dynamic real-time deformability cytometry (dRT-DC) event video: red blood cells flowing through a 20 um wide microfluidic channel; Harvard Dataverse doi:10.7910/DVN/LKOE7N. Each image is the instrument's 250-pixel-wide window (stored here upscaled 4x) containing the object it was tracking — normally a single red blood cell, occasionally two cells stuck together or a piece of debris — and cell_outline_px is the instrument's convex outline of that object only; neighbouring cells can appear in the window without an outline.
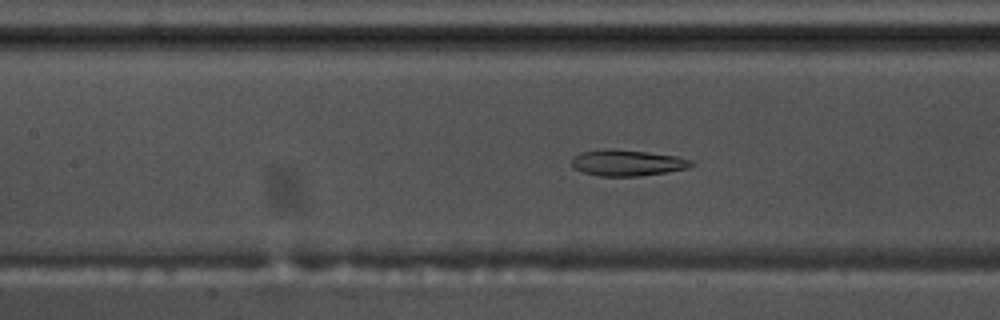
{"species": "common noctule bat (a hibernating species)", "species_latin": "Nyctalus noctula", "temperature_condition": "warm", "stored_images_in_passage": 54, "camera_frame_rate_fps": 3000, "um_per_image_px": 0.085, "animal": {"sex": "male", "body_mass_g": 17.5, "forearm_length_mm": 52.3}, "frame": {"image": 1, "passage_image": 24, "time_ms": 7.667, "image_size_px": [1000, 320], "cell_outline_px": [[696, 164], [688, 168], [640, 176], [600, 176], [584, 172], [572, 168], [572, 160], [580, 152], [648, 152], [676, 156], [692, 160]], "centroid_in_image_um": [53.4, 13.89], "position_along_channel_um": 154.0, "area_um2": 17.17}}
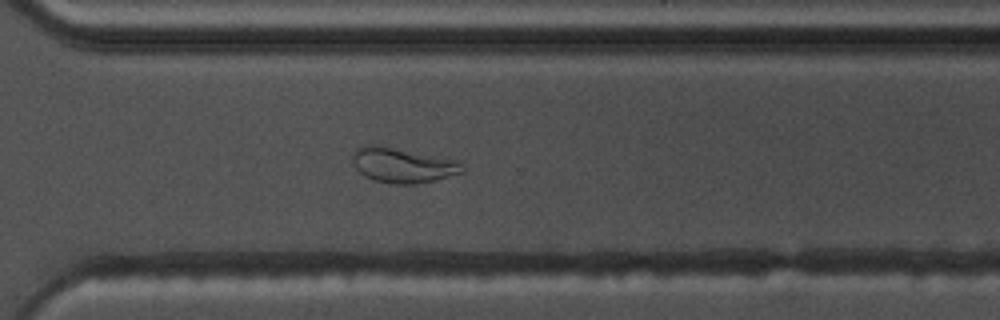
{"frame": {"image": 2, "passage_image": 39, "time_ms": 12.667, "image_size_px": [1000, 320], "cell_outline_px": [[464, 172], [436, 180], [416, 184], [392, 184], [376, 180], [364, 176], [356, 168], [352, 160], [352, 152], [356, 148], [368, 144], [372, 144], [460, 160], [464, 168]], "centroid_in_image_um": [34.24, 14.04], "position_along_channel_um": 336.4, "area_um2": 22.43}}
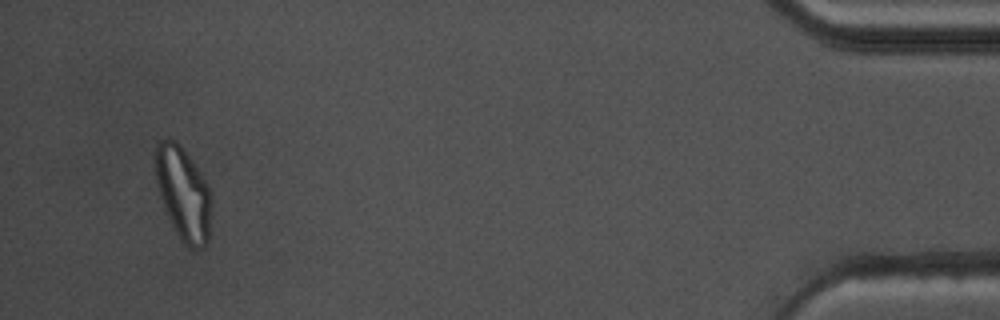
{"frame": {"image": 3, "passage_image": 52, "time_ms": 17.0, "image_size_px": [1000, 320], "cell_outline_px": [[212, 208], [208, 244], [204, 248], [196, 252], [188, 248], [180, 240], [172, 224], [160, 196], [156, 180], [156, 140], [168, 136], [176, 140], [180, 144], [192, 160], [208, 184], [212, 196]], "centroid_in_image_um": [15.62, 16.47], "position_along_channel_um": 419.6, "area_um2": 31.1}, "authors_computed_cell_mechanics": {"area_um2": 22.7154, "velocity_mm_per_s": 3.6511, "shape_relaxation_time_tau1_ms": null, "shape_relaxation_time_tau2_ms": 1.7289, "deformation_change_tau1": null, "deformation_change_tau2": 0.0786}}